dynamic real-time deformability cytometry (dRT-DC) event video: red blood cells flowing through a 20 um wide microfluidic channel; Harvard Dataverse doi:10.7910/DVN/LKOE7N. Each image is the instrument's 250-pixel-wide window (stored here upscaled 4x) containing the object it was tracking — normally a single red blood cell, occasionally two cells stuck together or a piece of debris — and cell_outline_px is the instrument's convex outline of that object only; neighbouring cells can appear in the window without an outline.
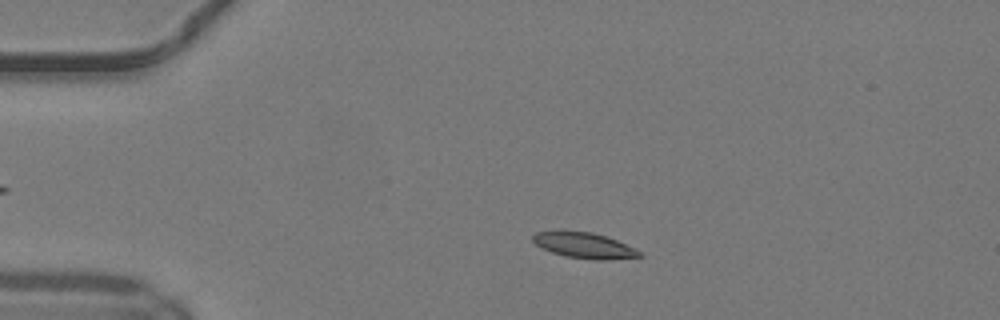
{"species": "common noctule bat (a hibernating species)", "species_latin": "Nyctalus noctula", "temperature_condition": "warm", "stored_images_in_passage": 35, "camera_frame_rate_fps": 3000, "um_per_image_px": 0.085, "animal": {"sex": "male", "body_mass_g": 19.2, "forearm_length_mm": 51.8}, "frame": {"image": 1, "passage_image": 5, "time_ms": 1.333, "image_size_px": [1000, 320], "cell_outline_px": [[644, 256], [604, 260], [596, 260], [568, 256], [552, 252], [540, 248], [532, 240], [532, 236], [536, 232], [592, 232], [616, 240], [636, 248]], "centroid_in_image_um": [49.68, 20.87], "position_along_channel_um": 35.3, "area_um2": 15.55}}
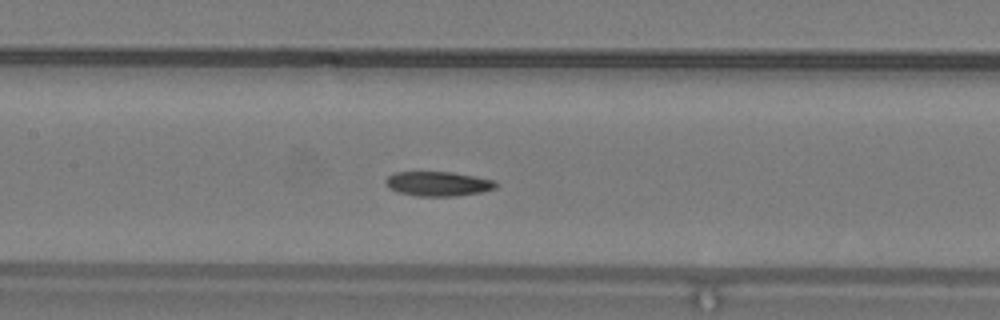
{"frame": {"image": 2, "passage_image": 18, "time_ms": 5.667, "image_size_px": [1000, 320], "cell_outline_px": [[496, 188], [480, 192], [456, 196], [416, 196], [400, 192], [392, 188], [384, 180], [392, 172], [452, 172], [496, 180]], "centroid_in_image_um": [37.26, 15.61], "position_along_channel_um": 170.1, "area_um2": 15.61}}
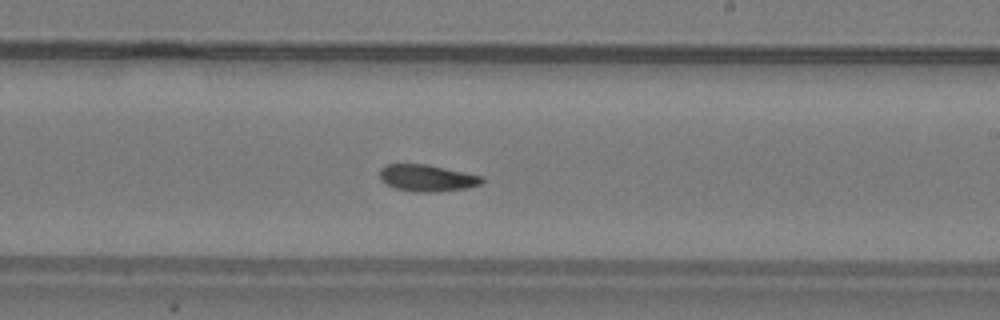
{"frame": {"image": 3, "passage_image": 24, "time_ms": 7.667, "image_size_px": [1000, 320], "cell_outline_px": [[484, 180], [480, 184], [468, 188], [436, 192], [412, 192], [396, 188], [380, 180], [380, 168], [384, 164], [428, 164], [484, 176]], "centroid_in_image_um": [36.31, 15.12], "position_along_channel_um": 252.7, "area_um2": 16.13}, "authors_computed_cell_mechanics": {"area_um2": 16.1262, "velocity_mm_per_s": 4.1582, "shape_relaxation_time_tau1_ms": null, "shape_relaxation_time_tau2_ms": 4.8072, "deformation_change_tau1": null, "deformation_change_tau2": 0.1026}}